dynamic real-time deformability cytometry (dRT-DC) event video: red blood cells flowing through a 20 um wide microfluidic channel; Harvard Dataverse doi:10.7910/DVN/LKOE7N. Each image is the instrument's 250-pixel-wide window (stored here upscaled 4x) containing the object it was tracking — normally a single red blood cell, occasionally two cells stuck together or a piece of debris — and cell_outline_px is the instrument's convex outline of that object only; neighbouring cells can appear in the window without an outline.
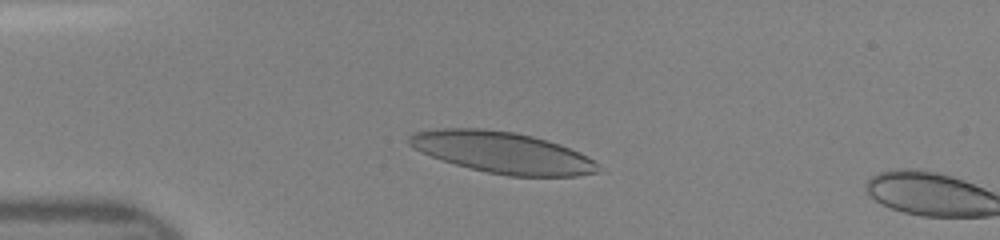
{"species": "human", "species_latin": "Homo sapiens", "temperature_condition": "room temperature", "stored_images_in_passage": 11, "camera_frame_rate_fps": 3000, "um_per_image_px": 0.085, "donor": {"sex": "female"}, "frame": {"image": 1, "passage_image": 8, "time_ms": 2.333, "image_size_px": [1000, 240], "cell_outline_px": [[600, 172], [576, 176], [508, 176], [488, 172], [456, 164], [420, 152], [412, 148], [408, 144], [408, 136], [412, 132], [436, 128], [488, 128], [516, 132], [548, 140], [560, 144], [580, 152], [588, 156], [596, 164]], "centroid_in_image_um": [42.67, 12.94], "position_along_channel_um": 42.3, "area_um2": 45.66}}